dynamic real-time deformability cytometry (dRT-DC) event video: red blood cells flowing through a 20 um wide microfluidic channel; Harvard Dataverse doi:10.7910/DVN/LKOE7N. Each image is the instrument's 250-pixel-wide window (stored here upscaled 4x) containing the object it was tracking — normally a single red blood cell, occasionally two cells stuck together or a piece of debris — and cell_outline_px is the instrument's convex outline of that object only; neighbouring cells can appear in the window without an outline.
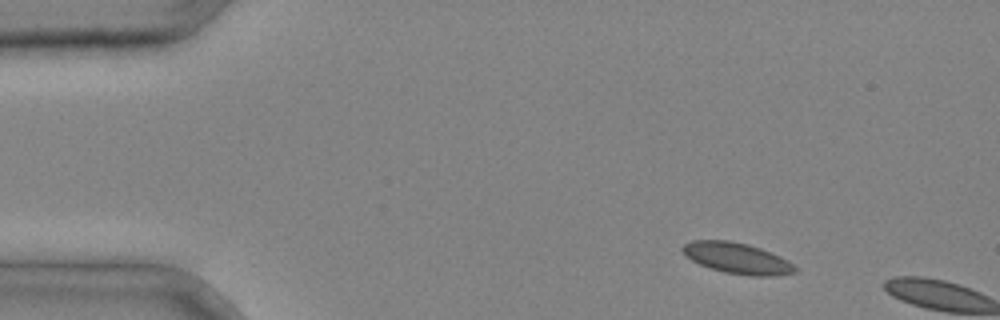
{"species": "common noctule bat (a hibernating species)", "species_latin": "Nyctalus noctula", "temperature_condition": "cold", "stored_images_in_passage": 2, "camera_frame_rate_fps": 3000, "um_per_image_px": 0.085, "animal": {"sex": "male", "body_mass_g": 20.4}, "frame": {"image": 1, "passage_image": 1, "time_ms": 0.0, "image_size_px": [1000, 320], "cell_outline_px": [[800, 268], [796, 272], [776, 276], [748, 276], [724, 272], [700, 264], [684, 256], [680, 248], [684, 244], [692, 240], [728, 240], [748, 244], [760, 248], [780, 256], [788, 260]], "centroid_in_image_um": [62.67, 21.95], "position_along_channel_um": 22.3, "area_um2": 20.52}}